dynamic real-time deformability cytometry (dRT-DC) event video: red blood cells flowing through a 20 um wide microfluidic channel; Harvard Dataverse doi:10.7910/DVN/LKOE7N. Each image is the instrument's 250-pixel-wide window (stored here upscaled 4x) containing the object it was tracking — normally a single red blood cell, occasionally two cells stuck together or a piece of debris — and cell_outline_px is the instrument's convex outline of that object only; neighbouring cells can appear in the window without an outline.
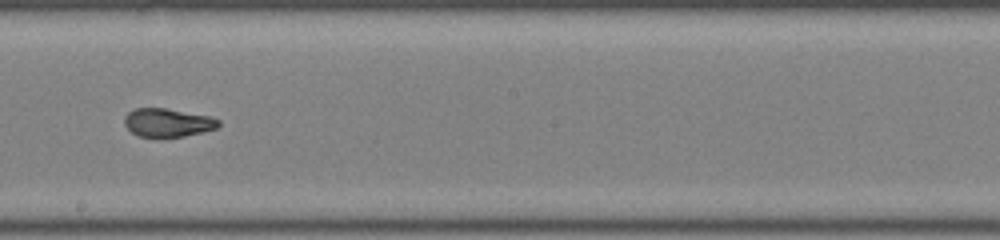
{"species": "common noctule bat (a hibernating species)", "species_latin": "Nyctalus noctula", "temperature_condition": "room temperature", "stored_images_in_passage": 37, "camera_frame_rate_fps": 3000, "um_per_image_px": 0.085, "animal": {"sex": "male", "body_mass_g": 19.0, "forearm_length_mm": 50.8}, "frame": {"image": 1, "passage_image": 16, "time_ms": 5.0, "image_size_px": [1000, 240], "cell_outline_px": [[220, 124], [216, 128], [204, 132], [184, 136], [140, 136], [132, 132], [124, 124], [124, 116], [128, 112], [136, 108], [164, 108], [208, 116], [220, 120]], "centroid_in_image_um": [14.25, 10.41], "position_along_channel_um": 234.0, "area_um2": 15.32}}
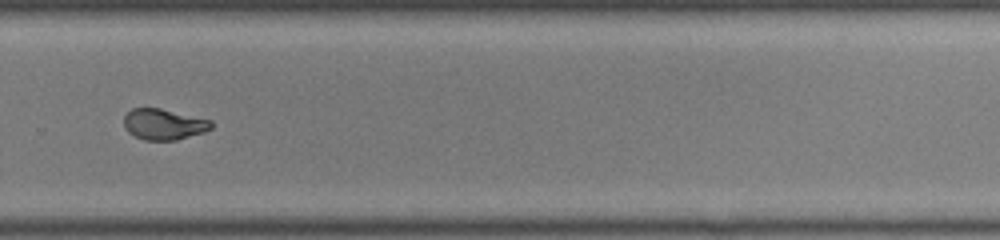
{"frame": {"image": 2, "passage_image": 22, "time_ms": 7.0, "image_size_px": [1000, 240], "cell_outline_px": [[212, 128], [204, 132], [176, 140], [144, 140], [128, 132], [124, 128], [124, 116], [132, 108], [160, 108], [212, 120]], "centroid_in_image_um": [13.92, 10.56], "position_along_channel_um": 315.9, "area_um2": 15.72}, "authors_computed_cell_mechanics": {"area_um2": 16.5886, "velocity_mm_per_s": 4.0998, "shape_relaxation_time_tau1_ms": 4.96, "shape_relaxation_time_tau2_ms": 0.9056, "deformation_change_tau1": 0.1778, "deformation_change_tau2": 0.0627}}